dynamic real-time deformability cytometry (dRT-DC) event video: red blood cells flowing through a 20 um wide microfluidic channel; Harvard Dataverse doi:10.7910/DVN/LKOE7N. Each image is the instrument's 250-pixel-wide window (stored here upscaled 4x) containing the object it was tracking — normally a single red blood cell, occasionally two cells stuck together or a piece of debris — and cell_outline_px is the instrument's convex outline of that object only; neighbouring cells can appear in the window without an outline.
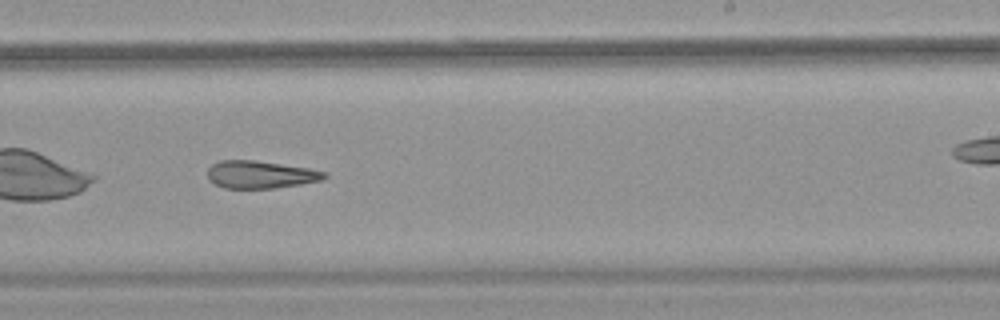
{"species": "common noctule bat (a hibernating species)", "species_latin": "Nyctalus noctula", "temperature_condition": "warm", "stored_images_in_passage": 37, "camera_frame_rate_fps": 3000, "um_per_image_px": 0.085, "animal": {"sex": "female", "body_mass_g": 18.4}, "frame": {"image": 1, "passage_image": 16, "time_ms": 5.0, "image_size_px": [1000, 320], "cell_outline_px": [[328, 176], [324, 180], [276, 188], [224, 188], [208, 180], [208, 168], [212, 164], [220, 160], [252, 160], [308, 168], [324, 172]], "centroid_in_image_um": [22.12, 14.84], "position_along_channel_um": 266.9, "area_um2": 18.67}}